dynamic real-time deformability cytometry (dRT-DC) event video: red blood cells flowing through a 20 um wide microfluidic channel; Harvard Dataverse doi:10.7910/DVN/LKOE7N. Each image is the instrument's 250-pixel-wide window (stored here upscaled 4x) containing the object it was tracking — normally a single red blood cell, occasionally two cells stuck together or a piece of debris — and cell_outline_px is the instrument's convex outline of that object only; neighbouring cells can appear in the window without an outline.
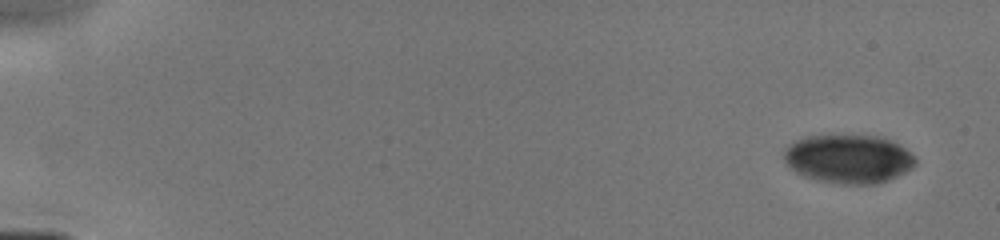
{"species": "human", "species_latin": "Homo sapiens", "temperature_condition": "cold", "stored_images_in_passage": 6, "camera_frame_rate_fps": 3000, "um_per_image_px": 0.085, "donor": {"sex": "male"}, "frame": {"image": 1, "passage_image": 1, "time_ms": 0.0, "image_size_px": [1000, 240], "cell_outline_px": [[916, 164], [912, 168], [888, 180], [876, 184], [840, 184], [816, 180], [796, 172], [788, 168], [784, 160], [784, 148], [788, 144], [796, 140], [808, 136], [884, 136], [900, 144], [916, 160]], "centroid_in_image_um": [72.1, 13.51], "position_along_channel_um": 12.9, "area_um2": 37.34}}
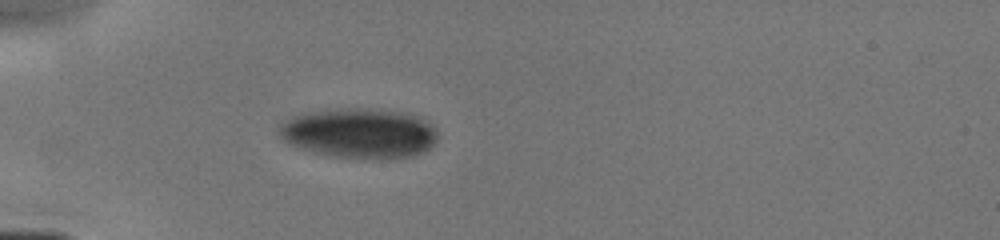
{"frame": {"image": 2, "passage_image": 6, "time_ms": 4.333, "image_size_px": [1000, 240], "cell_outline_px": [[436, 140], [428, 148], [412, 156], [332, 156], [300, 148], [284, 140], [280, 136], [280, 124], [284, 120], [300, 112], [336, 108], [364, 108], [408, 112], [428, 120], [432, 124], [436, 132]], "centroid_in_image_um": [30.51, 11.25], "position_along_channel_um": 54.5, "area_um2": 45.49}}